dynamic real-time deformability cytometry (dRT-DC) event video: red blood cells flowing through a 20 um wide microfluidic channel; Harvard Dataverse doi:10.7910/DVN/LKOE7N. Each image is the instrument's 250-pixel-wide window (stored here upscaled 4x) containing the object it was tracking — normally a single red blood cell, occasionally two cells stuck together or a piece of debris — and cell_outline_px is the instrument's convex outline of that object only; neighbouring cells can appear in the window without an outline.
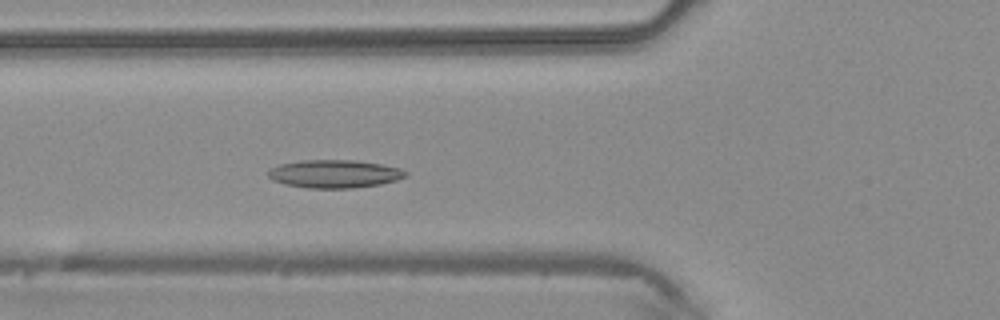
{"species": "common noctule bat (a hibernating species)", "species_latin": "Nyctalus noctula", "temperature_condition": "warm", "stored_images_in_passage": 45, "camera_frame_rate_fps": 3000, "um_per_image_px": 0.085, "animal": {"sex": "male", "body_mass_g": 20.4}, "frame": {"image": 1, "passage_image": 16, "time_ms": 5.0, "image_size_px": [1000, 320], "cell_outline_px": [[408, 176], [396, 180], [380, 184], [352, 188], [308, 188], [284, 184], [272, 180], [268, 176], [268, 172], [272, 168], [280, 164], [300, 160], [352, 160], [380, 164], [400, 168], [408, 172]], "centroid_in_image_um": [28.43, 14.78], "position_along_channel_um": 97.4, "area_um2": 22.43}}
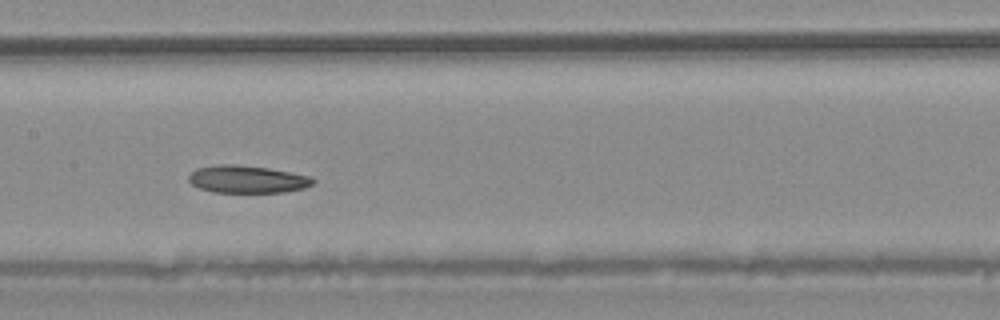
{"frame": {"image": 2, "passage_image": 22, "time_ms": 7.0, "image_size_px": [1000, 320], "cell_outline_px": [[316, 180], [312, 184], [304, 188], [284, 192], [212, 192], [200, 188], [192, 184], [188, 180], [188, 176], [196, 168], [216, 164], [236, 164], [268, 168], [312, 176]], "centroid_in_image_um": [21.01, 15.23], "position_along_channel_um": 186.4, "area_um2": 20.0}}
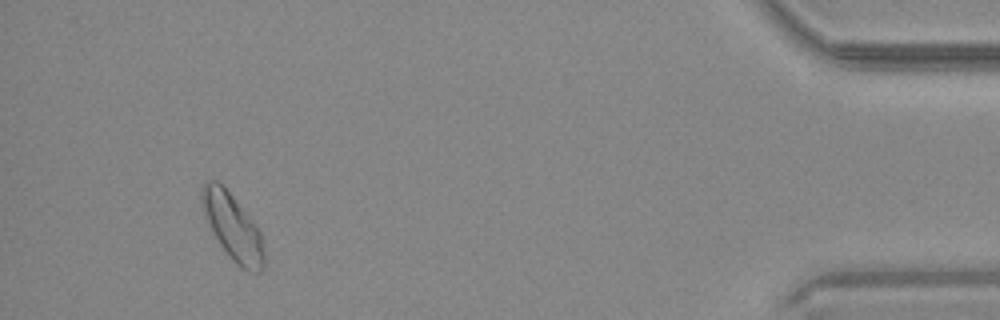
{"frame": {"image": 3, "passage_image": 42, "time_ms": 13.667, "image_size_px": [1000, 320], "cell_outline_px": [[264, 268], [260, 272], [248, 272], [240, 268], [228, 256], [220, 244], [204, 216], [200, 200], [200, 188], [204, 180], [216, 180], [232, 196], [256, 224], [260, 232], [264, 252]], "centroid_in_image_um": [19.76, 19.3], "position_along_channel_um": 415.4, "area_um2": 24.1}}